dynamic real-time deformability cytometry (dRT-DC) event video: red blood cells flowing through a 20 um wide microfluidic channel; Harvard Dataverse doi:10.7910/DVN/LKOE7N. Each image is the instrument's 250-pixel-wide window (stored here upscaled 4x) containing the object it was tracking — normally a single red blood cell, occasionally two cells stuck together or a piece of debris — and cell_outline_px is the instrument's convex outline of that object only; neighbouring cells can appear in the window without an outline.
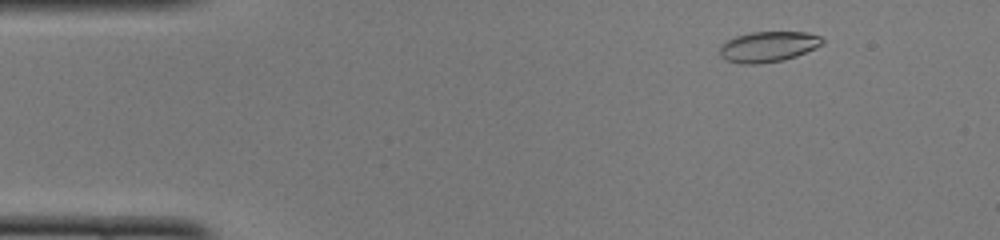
{"species": "common noctule bat (a hibernating species)", "species_latin": "Nyctalus noctula", "temperature_condition": "cold", "stored_images_in_passage": 47, "camera_frame_rate_fps": 3000, "um_per_image_px": 0.085, "animal": {"sex": "female", "body_mass_g": 22.0, "forearm_length_mm": 56.7}, "frame": {"image": 1, "passage_image": 4, "time_ms": 1.0, "image_size_px": [1000, 240], "cell_outline_px": [[824, 44], [816, 48], [796, 56], [784, 60], [760, 64], [740, 64], [728, 60], [720, 56], [720, 44], [736, 36], [752, 32], [808, 32], [820, 36], [824, 40]], "centroid_in_image_um": [65.32, 3.97], "position_along_channel_um": 19.7, "area_um2": 18.38}}
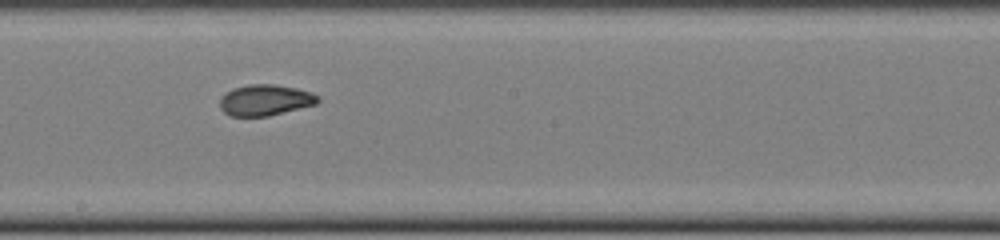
{"frame": {"image": 2, "passage_image": 25, "time_ms": 8.0, "image_size_px": [1000, 240], "cell_outline_px": [[320, 100], [316, 104], [268, 116], [228, 116], [220, 108], [220, 100], [224, 92], [232, 88], [248, 84], [276, 84], [296, 88], [312, 92], [320, 96]], "centroid_in_image_um": [22.53, 8.5], "position_along_channel_um": 225.7, "area_um2": 17.92}}
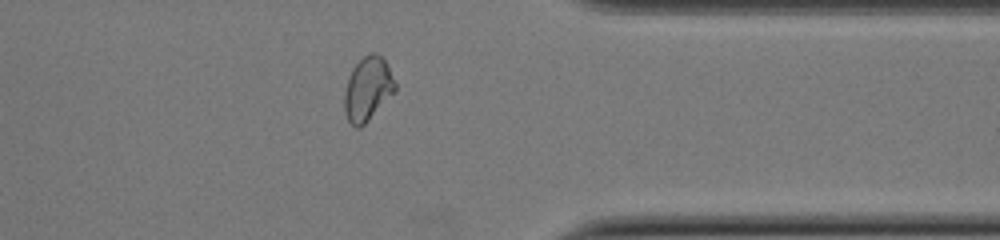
{"frame": {"image": 3, "passage_image": 37, "time_ms": 12.0, "image_size_px": [1000, 240], "cell_outline_px": [[396, 92], [360, 128], [356, 128], [348, 120], [344, 108], [344, 92], [348, 76], [352, 68], [364, 56], [372, 52], [376, 52], [384, 60], [396, 84]], "centroid_in_image_um": [31.25, 7.56], "position_along_channel_um": 380.2, "area_um2": 18.79}, "authors_computed_cell_mechanics": {"area_um2": 18.3226, "velocity_mm_per_s": 4.0927, "shape_relaxation_time_tau1_ms": 3.8491, "shape_relaxation_time_tau2_ms": 1.2927, "deformation_change_tau1": 0.1691, "deformation_change_tau2": 0.0632}}